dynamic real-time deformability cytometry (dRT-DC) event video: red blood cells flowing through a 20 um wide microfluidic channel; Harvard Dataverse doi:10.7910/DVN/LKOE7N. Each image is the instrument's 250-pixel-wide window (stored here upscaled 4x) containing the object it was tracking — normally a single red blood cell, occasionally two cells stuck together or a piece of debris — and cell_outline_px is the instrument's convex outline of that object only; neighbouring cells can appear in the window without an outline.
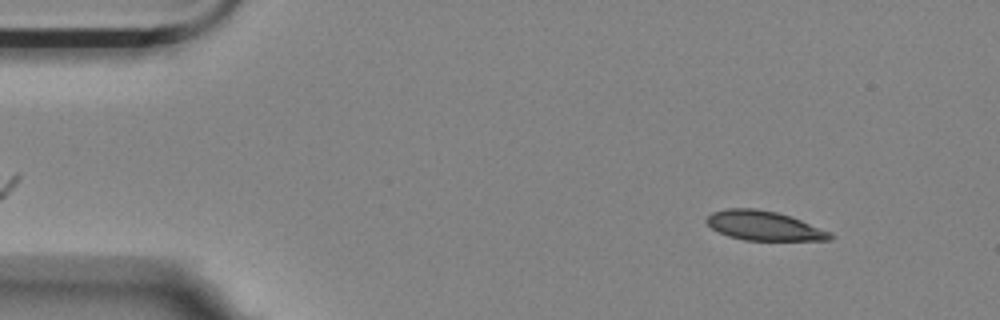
{"species": "Egyptian fruit bat (a non-hibernating species)", "species_latin": "Rousettus aegyptiacus", "temperature_condition": "room temperature", "stored_images_in_passage": 55, "camera_frame_rate_fps": 3000, "um_per_image_px": 0.085, "animal": {"sex": "female"}, "frame": {"image": 1, "passage_image": 5, "time_ms": 1.333, "image_size_px": [1000, 320], "cell_outline_px": [[836, 236], [832, 240], [744, 240], [728, 236], [712, 228], [704, 220], [712, 212], [728, 208], [756, 208], [776, 212], [792, 216], [832, 232]], "centroid_in_image_um": [64.98, 19.18], "position_along_channel_um": 20.0, "area_um2": 21.33}}
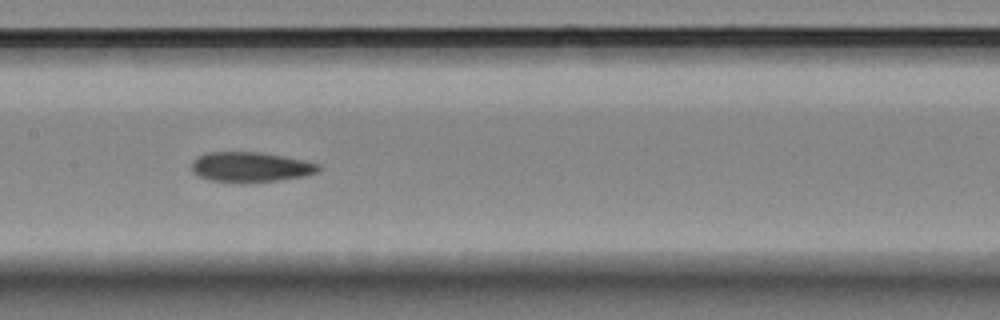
{"frame": {"image": 2, "passage_image": 26, "time_ms": 8.333, "image_size_px": [1000, 320], "cell_outline_px": [[320, 168], [316, 172], [304, 176], [276, 180], [212, 180], [200, 176], [192, 172], [192, 160], [208, 152], [256, 152], [284, 156], [304, 160], [320, 164]], "centroid_in_image_um": [21.31, 14.15], "position_along_channel_um": 186.1, "area_um2": 21.27}}
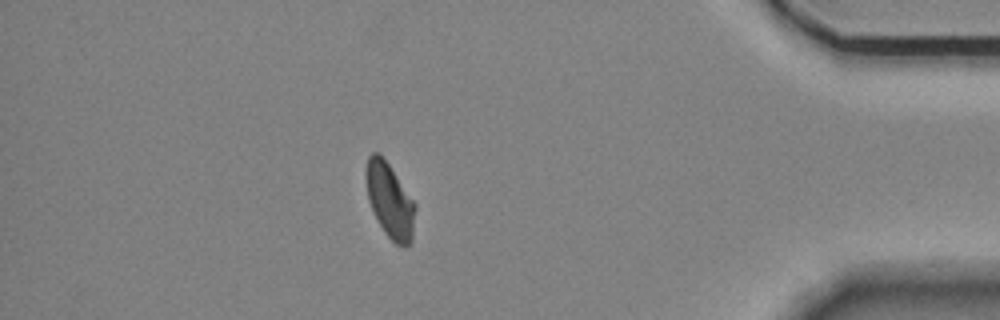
{"frame": {"image": 3, "passage_image": 48, "time_ms": 15.667, "image_size_px": [1000, 320], "cell_outline_px": [[416, 208], [412, 240], [408, 244], [396, 244], [384, 232], [368, 200], [364, 176], [364, 172], [368, 156], [372, 152], [380, 152], [416, 204]], "centroid_in_image_um": [33.11, 16.98], "position_along_channel_um": 402.1, "area_um2": 21.39}, "authors_computed_cell_mechanics": {"area_um2": 21.9062, "velocity_mm_per_s": 3.514, "shape_relaxation_time_tau1_ms": null, "shape_relaxation_time_tau2_ms": 3.1666, "deformation_change_tau1": null, "deformation_change_tau2": 0.0626}}